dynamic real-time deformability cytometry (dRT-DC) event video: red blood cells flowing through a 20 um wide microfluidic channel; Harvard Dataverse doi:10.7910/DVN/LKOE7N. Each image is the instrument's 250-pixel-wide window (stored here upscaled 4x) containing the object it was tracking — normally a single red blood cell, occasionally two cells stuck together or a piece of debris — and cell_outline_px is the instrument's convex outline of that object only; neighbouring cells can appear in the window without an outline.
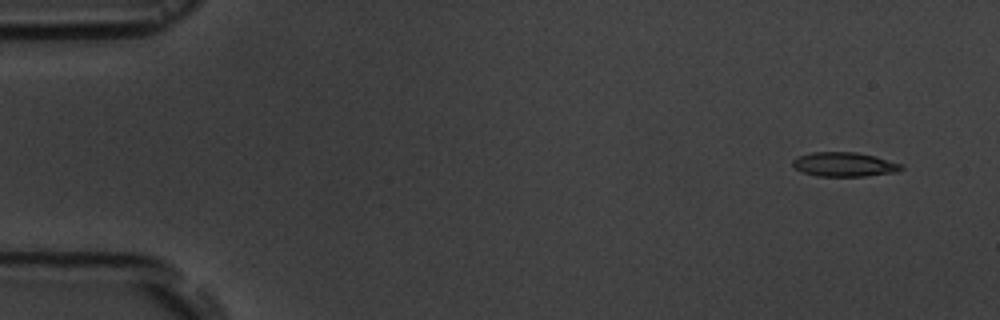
{"species": "common noctule bat (a hibernating species)", "species_latin": "Nyctalus noctula", "temperature_condition": "room temperature", "stored_images_in_passage": 6, "segment_of_instrument_passage": [1, 2], "camera_frame_rate_fps": 3000, "um_per_image_px": 0.085, "animal": {"sex": "male", "body_mass_g": 19.5, "forearm_length_mm": 54.6}, "frame": {"image": 1, "passage_image": 1, "time_ms": 0.0, "image_size_px": [1000, 320], "cell_outline_px": [[904, 168], [896, 172], [864, 176], [816, 176], [804, 172], [796, 168], [792, 164], [792, 160], [800, 156], [812, 152], [856, 152], [876, 156], [904, 164]], "centroid_in_image_um": [71.81, 13.97], "position_along_channel_um": 13.2, "area_um2": 15.37}}